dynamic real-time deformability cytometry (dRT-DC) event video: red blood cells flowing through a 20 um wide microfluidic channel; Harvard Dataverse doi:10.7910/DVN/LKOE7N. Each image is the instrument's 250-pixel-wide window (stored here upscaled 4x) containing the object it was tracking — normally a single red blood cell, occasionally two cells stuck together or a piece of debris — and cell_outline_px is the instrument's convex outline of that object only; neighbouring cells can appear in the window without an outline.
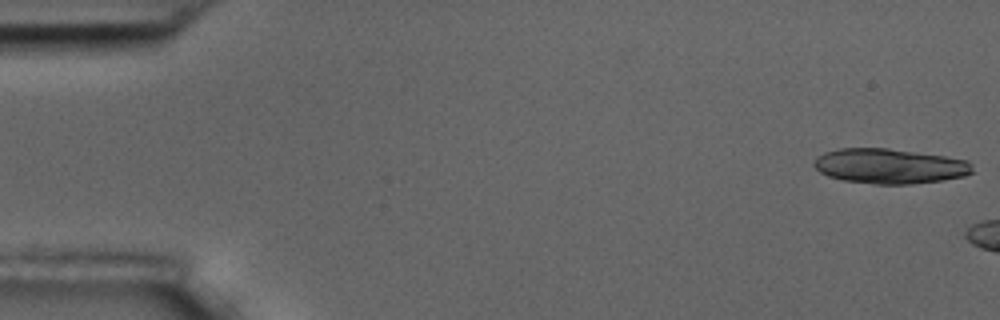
{"species": "common noctule bat (a hibernating species)", "species_latin": "Nyctalus noctula", "temperature_condition": "room temperature", "stored_images_in_passage": 8, "camera_frame_rate_fps": 3000, "um_per_image_px": 0.085, "animal": {"sex": "male", "body_mass_g": 17.5, "forearm_length_mm": 52.3}, "frame": {"image": 1, "passage_image": 1, "time_ms": 0.0, "image_size_px": [1000, 320], "cell_outline_px": [[972, 172], [964, 176], [940, 180], [912, 184], [876, 184], [844, 180], [828, 176], [820, 172], [812, 164], [816, 156], [824, 152], [836, 148], [888, 148], [944, 156], [968, 160], [972, 164]], "centroid_in_image_um": [75.58, 14.11], "position_along_channel_um": 9.4, "area_um2": 32.31}}